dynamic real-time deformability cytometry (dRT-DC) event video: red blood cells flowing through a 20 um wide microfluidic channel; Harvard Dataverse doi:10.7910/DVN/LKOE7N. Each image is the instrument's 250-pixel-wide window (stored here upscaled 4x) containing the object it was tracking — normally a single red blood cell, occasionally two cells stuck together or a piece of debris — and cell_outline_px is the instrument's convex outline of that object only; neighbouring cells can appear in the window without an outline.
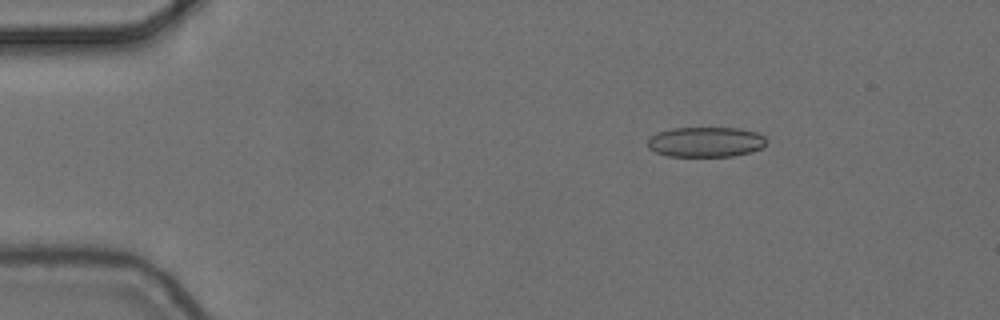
{"species": "common noctule bat (a hibernating species)", "species_latin": "Nyctalus noctula", "temperature_condition": "cold", "stored_images_in_passage": 5, "camera_frame_rate_fps": 3000, "um_per_image_px": 0.085, "animal": {"sex": "female", "body_mass_g": 24.6, "forearm_length_mm": 56.2}, "frame": {"image": 1, "passage_image": 3, "time_ms": 0.667, "image_size_px": [1000, 320], "cell_outline_px": [[768, 140], [760, 148], [752, 152], [732, 156], [668, 156], [656, 152], [648, 148], [648, 140], [656, 132], [672, 128], [740, 128], [756, 132], [764, 136]], "centroid_in_image_um": [59.99, 12.06], "position_along_channel_um": 25.0, "area_um2": 20.87}}
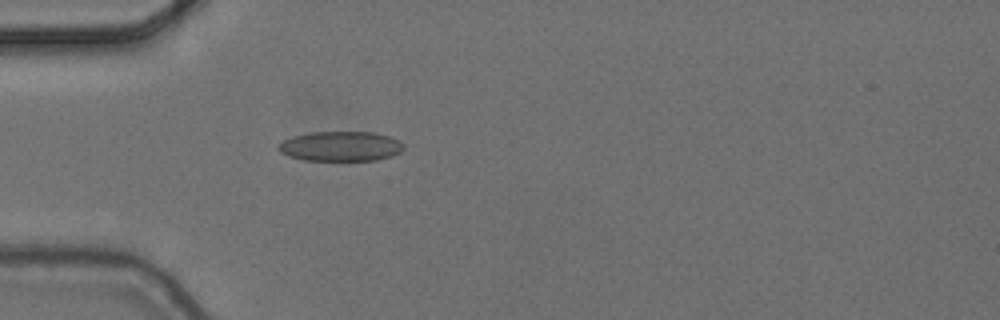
{"frame": {"image": 2, "passage_image": 5, "time_ms": 1.333, "image_size_px": [1000, 320], "cell_outline_px": [[404, 148], [400, 152], [392, 156], [376, 160], [304, 160], [288, 156], [280, 152], [276, 148], [276, 144], [292, 136], [312, 132], [372, 132], [388, 136], [400, 140], [404, 144]], "centroid_in_image_um": [28.93, 12.43], "position_along_channel_um": 56.1, "area_um2": 21.91}}